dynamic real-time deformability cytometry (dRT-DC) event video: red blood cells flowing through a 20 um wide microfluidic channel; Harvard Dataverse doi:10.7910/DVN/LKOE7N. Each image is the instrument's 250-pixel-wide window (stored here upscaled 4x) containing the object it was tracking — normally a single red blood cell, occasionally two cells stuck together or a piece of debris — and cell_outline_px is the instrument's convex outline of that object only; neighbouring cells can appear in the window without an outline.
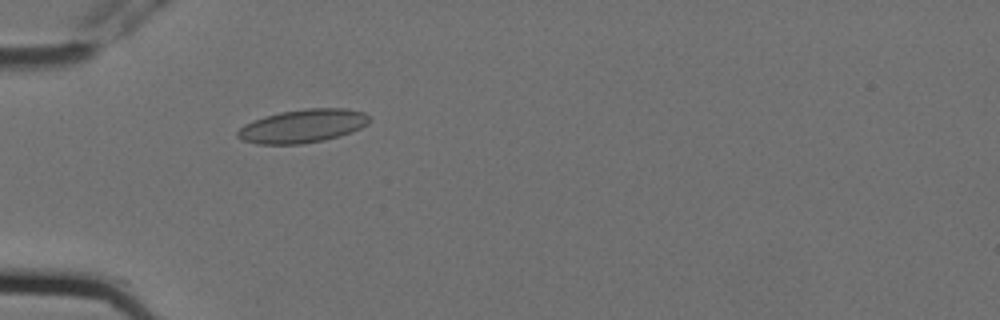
{"species": "Egyptian fruit bat (a non-hibernating species)", "species_latin": "Rousettus aegyptiacus", "temperature_condition": "cold", "stored_images_in_passage": 6, "camera_frame_rate_fps": 3000, "um_per_image_px": 0.085, "animal": {"sex": "female"}, "frame": {"image": 1, "passage_image": 6, "time_ms": 1.667, "image_size_px": [1000, 320], "cell_outline_px": [[372, 120], [368, 124], [352, 132], [340, 136], [324, 140], [300, 144], [256, 144], [244, 140], [236, 136], [236, 132], [244, 124], [252, 120], [264, 116], [280, 112], [308, 108], [344, 108], [364, 112], [372, 116]], "centroid_in_image_um": [25.76, 10.7], "position_along_channel_um": 59.2, "area_um2": 25.89}}